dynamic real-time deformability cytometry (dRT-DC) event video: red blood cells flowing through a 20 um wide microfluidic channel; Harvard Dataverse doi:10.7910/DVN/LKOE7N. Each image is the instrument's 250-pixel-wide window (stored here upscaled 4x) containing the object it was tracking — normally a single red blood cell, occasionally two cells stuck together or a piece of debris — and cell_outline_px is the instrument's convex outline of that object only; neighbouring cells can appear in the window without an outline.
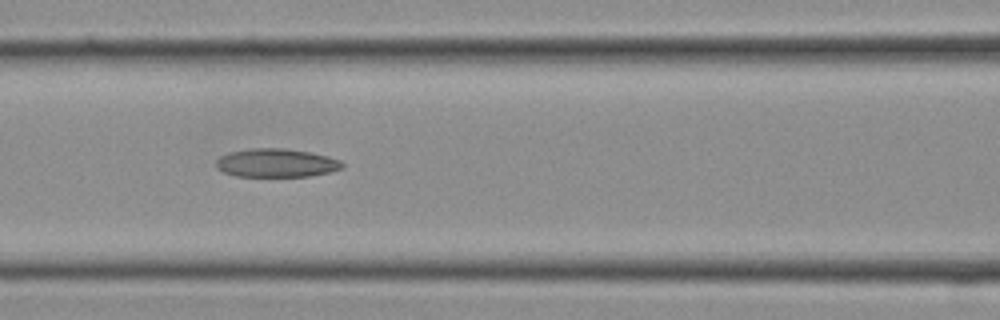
{"species": "Egyptian fruit bat (a non-hibernating species)", "species_latin": "Rousettus aegyptiacus", "temperature_condition": "cold", "stored_images_in_passage": 12, "camera_frame_rate_fps": 3000, "um_per_image_px": 0.085, "frame": {"image": 1, "passage_image": 9, "time_ms": 2.667, "image_size_px": [1000, 320], "cell_outline_px": [[344, 168], [332, 172], [312, 176], [236, 176], [224, 172], [216, 168], [216, 160], [220, 156], [232, 152], [252, 148], [284, 148], [308, 152], [328, 156], [340, 160], [344, 164]], "centroid_in_image_um": [23.52, 13.86], "position_along_channel_um": 143.1, "area_um2": 20.98}}
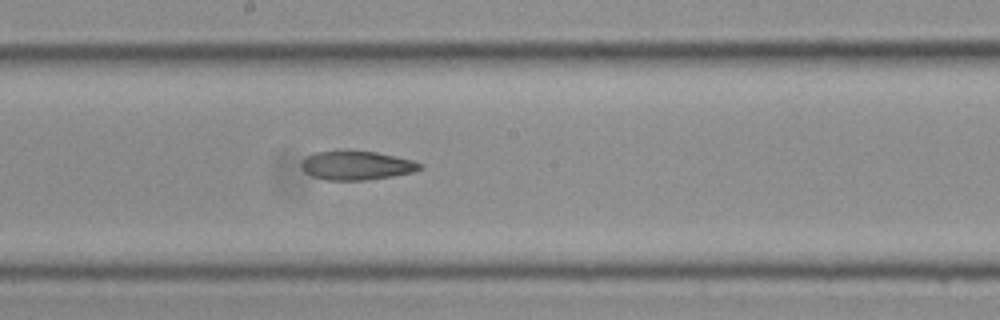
{"frame": {"image": 2, "passage_image": 12, "time_ms": 3.667, "image_size_px": [1000, 320], "cell_outline_px": [[424, 168], [412, 172], [392, 176], [368, 180], [324, 180], [312, 176], [304, 172], [300, 164], [300, 160], [304, 156], [316, 152], [344, 148], [348, 148], [376, 152], [412, 160], [424, 164]], "centroid_in_image_um": [30.25, 14.02], "position_along_channel_um": 218.0, "area_um2": 20.81}}